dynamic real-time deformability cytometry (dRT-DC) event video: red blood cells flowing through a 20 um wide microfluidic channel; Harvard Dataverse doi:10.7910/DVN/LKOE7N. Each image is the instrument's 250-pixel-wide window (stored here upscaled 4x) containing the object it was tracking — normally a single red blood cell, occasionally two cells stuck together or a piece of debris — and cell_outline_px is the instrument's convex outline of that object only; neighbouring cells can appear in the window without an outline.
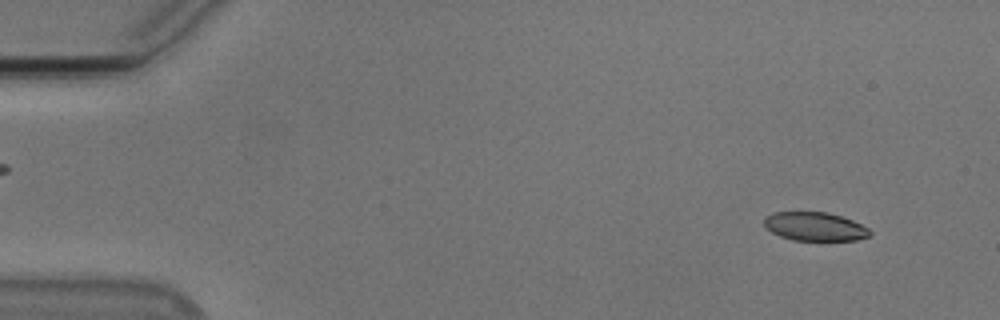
{"species": "Egyptian fruit bat (a non-hibernating species)", "species_latin": "Rousettus aegyptiacus", "temperature_condition": "cold", "stored_images_in_passage": 54, "camera_frame_rate_fps": 3000, "um_per_image_px": 0.085, "animal": {"sex": "male"}, "frame": {"image": 1, "passage_image": 4, "time_ms": 1.0, "image_size_px": [1000, 320], "cell_outline_px": [[872, 232], [868, 236], [856, 240], [792, 240], [780, 236], [772, 232], [764, 224], [764, 216], [772, 212], [828, 212], [852, 220], [868, 228]], "centroid_in_image_um": [69.24, 19.25], "position_along_channel_um": 15.8, "area_um2": 17.57}}
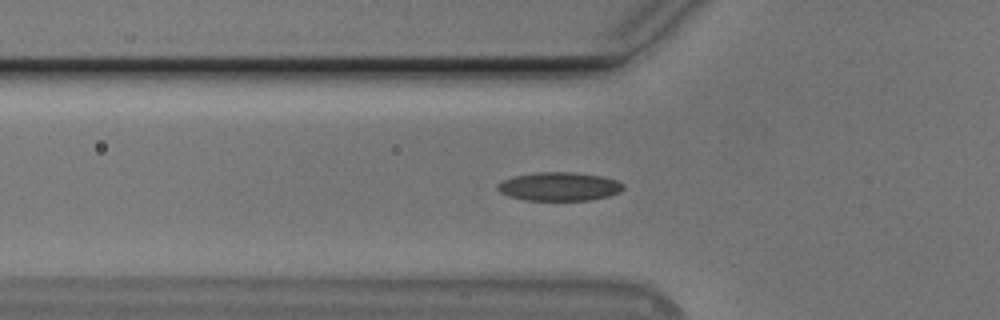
{"frame": {"image": 2, "passage_image": 18, "time_ms": 5.667, "image_size_px": [1000, 320], "cell_outline_px": [[624, 188], [620, 192], [608, 196], [592, 200], [524, 200], [508, 196], [500, 192], [496, 188], [496, 184], [512, 176], [536, 172], [576, 172], [604, 176], [616, 180], [624, 184]], "centroid_in_image_um": [47.53, 15.85], "position_along_channel_um": 78.3, "area_um2": 21.21}}
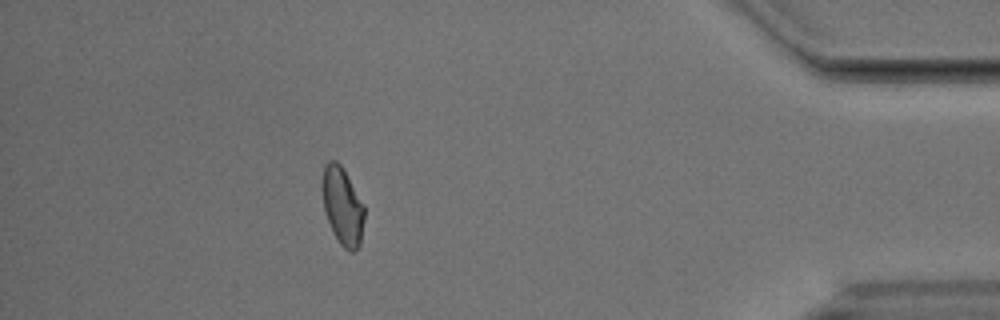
{"frame": {"image": 3, "passage_image": 48, "time_ms": 15.667, "image_size_px": [1000, 320], "cell_outline_px": [[364, 220], [360, 244], [352, 252], [348, 252], [340, 244], [332, 232], [324, 212], [320, 184], [324, 164], [328, 160], [336, 160], [340, 164], [364, 204]], "centroid_in_image_um": [29.07, 17.5], "position_along_channel_um": 406.1, "area_um2": 19.42}, "authors_computed_cell_mechanics": {"area_um2": 19.4208, "velocity_mm_per_s": 3.7598, "shape_relaxation_time_tau1_ms": null, "shape_relaxation_time_tau2_ms": 4.6288, "deformation_change_tau1": null, "deformation_change_tau2": 0.0972}}